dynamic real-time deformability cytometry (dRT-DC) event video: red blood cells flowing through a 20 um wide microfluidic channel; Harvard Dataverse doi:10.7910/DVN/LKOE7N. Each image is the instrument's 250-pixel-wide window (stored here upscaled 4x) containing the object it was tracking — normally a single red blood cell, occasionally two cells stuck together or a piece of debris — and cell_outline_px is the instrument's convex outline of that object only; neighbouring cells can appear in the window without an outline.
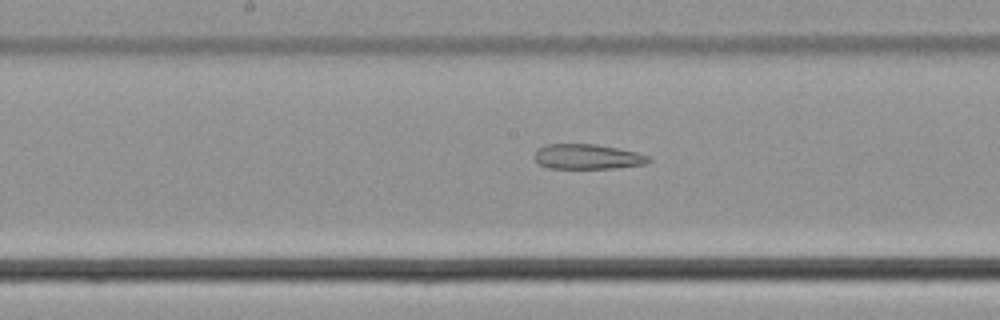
{"species": "common noctule bat (a hibernating species)", "species_latin": "Nyctalus noctula", "temperature_condition": "cold", "stored_images_in_passage": 54, "segment_of_instrument_passage": [2, 2], "camera_frame_rate_fps": 3000, "um_per_image_px": 0.085, "animal": {"sex": "male", "body_mass_g": 21.5, "forearm_length_mm": 52.0}, "frame": {"image": 1, "passage_image": 28, "time_ms": 9.0, "image_size_px": [1000, 320], "cell_outline_px": [[652, 160], [648, 164], [612, 168], [548, 168], [540, 164], [536, 160], [536, 148], [548, 144], [596, 144], [636, 152], [652, 156]], "centroid_in_image_um": [49.99, 13.32], "position_along_channel_um": 198.2, "area_um2": 16.65}}
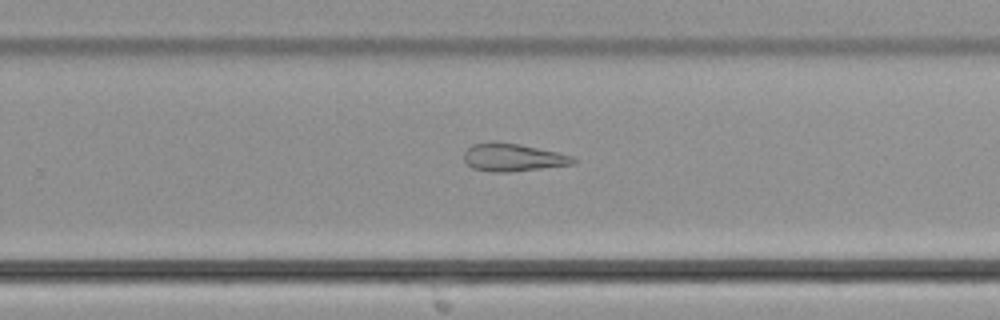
{"frame": {"image": 2, "passage_image": 35, "time_ms": 11.333, "image_size_px": [1000, 320], "cell_outline_px": [[576, 160], [572, 164], [508, 172], [492, 172], [472, 168], [464, 160], [464, 152], [472, 144], [492, 140], [520, 144], [556, 152], [572, 156]], "centroid_in_image_um": [43.53, 13.36], "position_along_channel_um": 286.3, "area_um2": 17.63}}
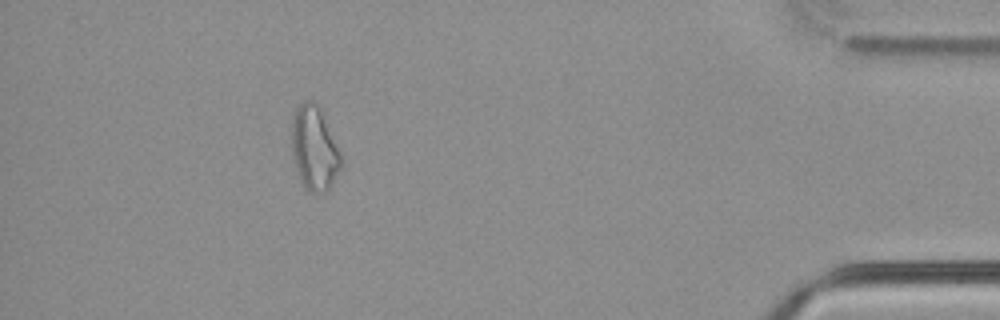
{"frame": {"image": 3, "passage_image": 49, "time_ms": 16.0, "image_size_px": [1000, 320], "cell_outline_px": [[340, 168], [328, 188], [324, 192], [308, 192], [304, 188], [300, 180], [292, 156], [292, 116], [296, 108], [304, 100], [312, 100], [316, 104], [340, 152]], "centroid_in_image_um": [26.66, 12.62], "position_along_channel_um": 408.5, "area_um2": 23.47}}